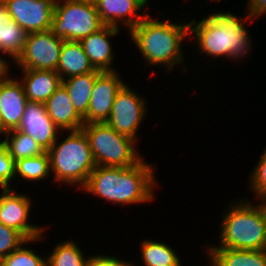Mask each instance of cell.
Wrapping results in <instances>:
<instances>
[{"label": "cell", "mask_w": 266, "mask_h": 266, "mask_svg": "<svg viewBox=\"0 0 266 266\" xmlns=\"http://www.w3.org/2000/svg\"><path fill=\"white\" fill-rule=\"evenodd\" d=\"M25 95L29 102L44 104L62 85V79L56 71L22 69Z\"/></svg>", "instance_id": "17"}, {"label": "cell", "mask_w": 266, "mask_h": 266, "mask_svg": "<svg viewBox=\"0 0 266 266\" xmlns=\"http://www.w3.org/2000/svg\"><path fill=\"white\" fill-rule=\"evenodd\" d=\"M95 4L101 21L105 25L119 27L118 22H122L123 26L130 31L134 28L146 15H140V12L147 6L150 0H92ZM138 11V12H137ZM135 16V18H134Z\"/></svg>", "instance_id": "15"}, {"label": "cell", "mask_w": 266, "mask_h": 266, "mask_svg": "<svg viewBox=\"0 0 266 266\" xmlns=\"http://www.w3.org/2000/svg\"><path fill=\"white\" fill-rule=\"evenodd\" d=\"M22 246L1 259L0 266H46V258L36 254L34 249Z\"/></svg>", "instance_id": "27"}, {"label": "cell", "mask_w": 266, "mask_h": 266, "mask_svg": "<svg viewBox=\"0 0 266 266\" xmlns=\"http://www.w3.org/2000/svg\"><path fill=\"white\" fill-rule=\"evenodd\" d=\"M119 28L105 25L95 33L82 38L81 43L85 54L87 55L94 69L99 71H116L111 67L113 63L112 44L109 38L119 33Z\"/></svg>", "instance_id": "16"}, {"label": "cell", "mask_w": 266, "mask_h": 266, "mask_svg": "<svg viewBox=\"0 0 266 266\" xmlns=\"http://www.w3.org/2000/svg\"><path fill=\"white\" fill-rule=\"evenodd\" d=\"M258 200H260L258 205L260 206V209H261V211H262V213L264 215L265 223H266V196L262 197V198H259Z\"/></svg>", "instance_id": "34"}, {"label": "cell", "mask_w": 266, "mask_h": 266, "mask_svg": "<svg viewBox=\"0 0 266 266\" xmlns=\"http://www.w3.org/2000/svg\"><path fill=\"white\" fill-rule=\"evenodd\" d=\"M152 165L141 160L126 168L96 166L83 190L119 205L151 202L157 185Z\"/></svg>", "instance_id": "1"}, {"label": "cell", "mask_w": 266, "mask_h": 266, "mask_svg": "<svg viewBox=\"0 0 266 266\" xmlns=\"http://www.w3.org/2000/svg\"><path fill=\"white\" fill-rule=\"evenodd\" d=\"M4 136L5 146L11 158L16 162L28 157H36L46 151L39 146L28 134L21 130L13 129L7 131Z\"/></svg>", "instance_id": "22"}, {"label": "cell", "mask_w": 266, "mask_h": 266, "mask_svg": "<svg viewBox=\"0 0 266 266\" xmlns=\"http://www.w3.org/2000/svg\"><path fill=\"white\" fill-rule=\"evenodd\" d=\"M0 223L20 232L27 240L43 236L44 227L35 226L28 221L31 208L27 194L15 193L10 188H1Z\"/></svg>", "instance_id": "10"}, {"label": "cell", "mask_w": 266, "mask_h": 266, "mask_svg": "<svg viewBox=\"0 0 266 266\" xmlns=\"http://www.w3.org/2000/svg\"><path fill=\"white\" fill-rule=\"evenodd\" d=\"M206 17L199 22L194 19L189 22V35H195L200 53L216 58L226 56L235 61L246 57L251 42L243 17L221 11Z\"/></svg>", "instance_id": "2"}, {"label": "cell", "mask_w": 266, "mask_h": 266, "mask_svg": "<svg viewBox=\"0 0 266 266\" xmlns=\"http://www.w3.org/2000/svg\"><path fill=\"white\" fill-rule=\"evenodd\" d=\"M117 71L101 72L93 85L90 104L84 124L106 123L117 92L125 84Z\"/></svg>", "instance_id": "13"}, {"label": "cell", "mask_w": 266, "mask_h": 266, "mask_svg": "<svg viewBox=\"0 0 266 266\" xmlns=\"http://www.w3.org/2000/svg\"><path fill=\"white\" fill-rule=\"evenodd\" d=\"M18 130L28 134L46 152L55 143L59 128L54 124L42 103L28 102Z\"/></svg>", "instance_id": "14"}, {"label": "cell", "mask_w": 266, "mask_h": 266, "mask_svg": "<svg viewBox=\"0 0 266 266\" xmlns=\"http://www.w3.org/2000/svg\"><path fill=\"white\" fill-rule=\"evenodd\" d=\"M85 266H134L133 262H130L126 260L123 261V259L119 260L118 257L115 256H109V255H94L90 256Z\"/></svg>", "instance_id": "31"}, {"label": "cell", "mask_w": 266, "mask_h": 266, "mask_svg": "<svg viewBox=\"0 0 266 266\" xmlns=\"http://www.w3.org/2000/svg\"><path fill=\"white\" fill-rule=\"evenodd\" d=\"M74 240L56 244L53 252L46 259V266H85L88 257Z\"/></svg>", "instance_id": "24"}, {"label": "cell", "mask_w": 266, "mask_h": 266, "mask_svg": "<svg viewBox=\"0 0 266 266\" xmlns=\"http://www.w3.org/2000/svg\"><path fill=\"white\" fill-rule=\"evenodd\" d=\"M10 20V15L7 11L6 5L3 0H0V53H1V32L4 23H7ZM10 63L0 57V67H8Z\"/></svg>", "instance_id": "33"}, {"label": "cell", "mask_w": 266, "mask_h": 266, "mask_svg": "<svg viewBox=\"0 0 266 266\" xmlns=\"http://www.w3.org/2000/svg\"><path fill=\"white\" fill-rule=\"evenodd\" d=\"M104 26L92 0H56L51 29L56 37L80 41Z\"/></svg>", "instance_id": "7"}, {"label": "cell", "mask_w": 266, "mask_h": 266, "mask_svg": "<svg viewBox=\"0 0 266 266\" xmlns=\"http://www.w3.org/2000/svg\"><path fill=\"white\" fill-rule=\"evenodd\" d=\"M94 70L79 41H63L56 70L61 79L87 74Z\"/></svg>", "instance_id": "20"}, {"label": "cell", "mask_w": 266, "mask_h": 266, "mask_svg": "<svg viewBox=\"0 0 266 266\" xmlns=\"http://www.w3.org/2000/svg\"><path fill=\"white\" fill-rule=\"evenodd\" d=\"M46 112L61 131H77L84 125L83 118L75 110L68 91L61 85L44 103Z\"/></svg>", "instance_id": "18"}, {"label": "cell", "mask_w": 266, "mask_h": 266, "mask_svg": "<svg viewBox=\"0 0 266 266\" xmlns=\"http://www.w3.org/2000/svg\"><path fill=\"white\" fill-rule=\"evenodd\" d=\"M81 129L89 140L96 166L126 168L143 159L134 147L136 140L117 133L106 123L84 124Z\"/></svg>", "instance_id": "6"}, {"label": "cell", "mask_w": 266, "mask_h": 266, "mask_svg": "<svg viewBox=\"0 0 266 266\" xmlns=\"http://www.w3.org/2000/svg\"><path fill=\"white\" fill-rule=\"evenodd\" d=\"M63 41L52 30L28 33L23 51L14 62L21 69L56 71Z\"/></svg>", "instance_id": "8"}, {"label": "cell", "mask_w": 266, "mask_h": 266, "mask_svg": "<svg viewBox=\"0 0 266 266\" xmlns=\"http://www.w3.org/2000/svg\"><path fill=\"white\" fill-rule=\"evenodd\" d=\"M140 249L144 266H182L178 254L165 243L146 239Z\"/></svg>", "instance_id": "23"}, {"label": "cell", "mask_w": 266, "mask_h": 266, "mask_svg": "<svg viewBox=\"0 0 266 266\" xmlns=\"http://www.w3.org/2000/svg\"><path fill=\"white\" fill-rule=\"evenodd\" d=\"M10 19L27 33L52 29L56 0H3Z\"/></svg>", "instance_id": "11"}, {"label": "cell", "mask_w": 266, "mask_h": 266, "mask_svg": "<svg viewBox=\"0 0 266 266\" xmlns=\"http://www.w3.org/2000/svg\"><path fill=\"white\" fill-rule=\"evenodd\" d=\"M207 248L209 266H266V250Z\"/></svg>", "instance_id": "19"}, {"label": "cell", "mask_w": 266, "mask_h": 266, "mask_svg": "<svg viewBox=\"0 0 266 266\" xmlns=\"http://www.w3.org/2000/svg\"><path fill=\"white\" fill-rule=\"evenodd\" d=\"M146 100L137 95L132 88L125 83L117 92L109 118L106 121L117 133L131 137L137 135L146 114Z\"/></svg>", "instance_id": "9"}, {"label": "cell", "mask_w": 266, "mask_h": 266, "mask_svg": "<svg viewBox=\"0 0 266 266\" xmlns=\"http://www.w3.org/2000/svg\"><path fill=\"white\" fill-rule=\"evenodd\" d=\"M57 141L58 138L47 151L53 181L70 186L78 184L83 188L96 167L86 134L82 129L70 131L63 141Z\"/></svg>", "instance_id": "5"}, {"label": "cell", "mask_w": 266, "mask_h": 266, "mask_svg": "<svg viewBox=\"0 0 266 266\" xmlns=\"http://www.w3.org/2000/svg\"><path fill=\"white\" fill-rule=\"evenodd\" d=\"M128 32L148 65H163L171 71L183 64L181 42L188 35L189 22L170 23L169 19L160 21L147 14Z\"/></svg>", "instance_id": "3"}, {"label": "cell", "mask_w": 266, "mask_h": 266, "mask_svg": "<svg viewBox=\"0 0 266 266\" xmlns=\"http://www.w3.org/2000/svg\"><path fill=\"white\" fill-rule=\"evenodd\" d=\"M28 33L13 19L4 23L1 32V53L16 60L23 51Z\"/></svg>", "instance_id": "25"}, {"label": "cell", "mask_w": 266, "mask_h": 266, "mask_svg": "<svg viewBox=\"0 0 266 266\" xmlns=\"http://www.w3.org/2000/svg\"><path fill=\"white\" fill-rule=\"evenodd\" d=\"M9 67H0V111L2 113V135L17 129L29 102L21 81L8 76Z\"/></svg>", "instance_id": "12"}, {"label": "cell", "mask_w": 266, "mask_h": 266, "mask_svg": "<svg viewBox=\"0 0 266 266\" xmlns=\"http://www.w3.org/2000/svg\"><path fill=\"white\" fill-rule=\"evenodd\" d=\"M241 200L230 204L221 222L220 246L237 250H266V223L260 206Z\"/></svg>", "instance_id": "4"}, {"label": "cell", "mask_w": 266, "mask_h": 266, "mask_svg": "<svg viewBox=\"0 0 266 266\" xmlns=\"http://www.w3.org/2000/svg\"><path fill=\"white\" fill-rule=\"evenodd\" d=\"M102 71L94 70L93 72L75 75L62 79V85L68 91L70 100L77 113L84 118L88 112L93 85L97 76Z\"/></svg>", "instance_id": "21"}, {"label": "cell", "mask_w": 266, "mask_h": 266, "mask_svg": "<svg viewBox=\"0 0 266 266\" xmlns=\"http://www.w3.org/2000/svg\"><path fill=\"white\" fill-rule=\"evenodd\" d=\"M2 135V113L0 111V136Z\"/></svg>", "instance_id": "35"}, {"label": "cell", "mask_w": 266, "mask_h": 266, "mask_svg": "<svg viewBox=\"0 0 266 266\" xmlns=\"http://www.w3.org/2000/svg\"><path fill=\"white\" fill-rule=\"evenodd\" d=\"M43 237L27 240L20 232L0 223V260L15 251L21 245L38 241Z\"/></svg>", "instance_id": "28"}, {"label": "cell", "mask_w": 266, "mask_h": 266, "mask_svg": "<svg viewBox=\"0 0 266 266\" xmlns=\"http://www.w3.org/2000/svg\"><path fill=\"white\" fill-rule=\"evenodd\" d=\"M252 192L256 194L255 198L266 196V148L260 157L255 169L249 177Z\"/></svg>", "instance_id": "29"}, {"label": "cell", "mask_w": 266, "mask_h": 266, "mask_svg": "<svg viewBox=\"0 0 266 266\" xmlns=\"http://www.w3.org/2000/svg\"><path fill=\"white\" fill-rule=\"evenodd\" d=\"M50 158L48 152L36 157H28L15 162V176L25 180L41 181L50 174Z\"/></svg>", "instance_id": "26"}, {"label": "cell", "mask_w": 266, "mask_h": 266, "mask_svg": "<svg viewBox=\"0 0 266 266\" xmlns=\"http://www.w3.org/2000/svg\"><path fill=\"white\" fill-rule=\"evenodd\" d=\"M249 5H247L248 8V16L245 19L247 20H255L258 19L259 16H262L266 14V0H248Z\"/></svg>", "instance_id": "32"}, {"label": "cell", "mask_w": 266, "mask_h": 266, "mask_svg": "<svg viewBox=\"0 0 266 266\" xmlns=\"http://www.w3.org/2000/svg\"><path fill=\"white\" fill-rule=\"evenodd\" d=\"M14 177L15 161L9 155L4 141H0V188H10V181Z\"/></svg>", "instance_id": "30"}]
</instances>
